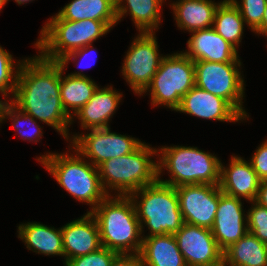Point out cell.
I'll list each match as a JSON object with an SVG mask.
<instances>
[{"label": "cell", "instance_id": "9c48e42d", "mask_svg": "<svg viewBox=\"0 0 267 266\" xmlns=\"http://www.w3.org/2000/svg\"><path fill=\"white\" fill-rule=\"evenodd\" d=\"M195 85L226 100L245 120L249 114L243 107L244 77L240 60L232 62L195 61ZM248 114V115H247Z\"/></svg>", "mask_w": 267, "mask_h": 266}, {"label": "cell", "instance_id": "836d02e7", "mask_svg": "<svg viewBox=\"0 0 267 266\" xmlns=\"http://www.w3.org/2000/svg\"><path fill=\"white\" fill-rule=\"evenodd\" d=\"M94 50H95V48L93 47L92 44L91 45H87V46H85L83 48L77 49L75 51H72V52L64 55L62 58H60L57 61V63L62 67V69H65L70 60H72L73 62H76L78 59L83 61V60H85V58L88 57L89 54L92 55L95 52ZM92 61H93V63H94V61L96 62V60L94 58L92 59ZM80 62H77V64L78 63L80 64V65L78 64V68H80V67H82V68L90 67V64L89 65L87 64L88 65L87 66V65H83L84 62L83 63H80Z\"/></svg>", "mask_w": 267, "mask_h": 266}, {"label": "cell", "instance_id": "9a60e30c", "mask_svg": "<svg viewBox=\"0 0 267 266\" xmlns=\"http://www.w3.org/2000/svg\"><path fill=\"white\" fill-rule=\"evenodd\" d=\"M175 111L221 122L245 120L226 100L196 85L181 99Z\"/></svg>", "mask_w": 267, "mask_h": 266}, {"label": "cell", "instance_id": "8d00e7d4", "mask_svg": "<svg viewBox=\"0 0 267 266\" xmlns=\"http://www.w3.org/2000/svg\"><path fill=\"white\" fill-rule=\"evenodd\" d=\"M254 33L260 36L264 35L265 37H267V6H266V10H265L261 25Z\"/></svg>", "mask_w": 267, "mask_h": 266}, {"label": "cell", "instance_id": "3957f363", "mask_svg": "<svg viewBox=\"0 0 267 266\" xmlns=\"http://www.w3.org/2000/svg\"><path fill=\"white\" fill-rule=\"evenodd\" d=\"M70 148L76 154L49 152L36 159L74 199L90 205L88 212H92L108 194L101 185L98 167Z\"/></svg>", "mask_w": 267, "mask_h": 266}, {"label": "cell", "instance_id": "ba28073f", "mask_svg": "<svg viewBox=\"0 0 267 266\" xmlns=\"http://www.w3.org/2000/svg\"><path fill=\"white\" fill-rule=\"evenodd\" d=\"M195 86L194 62L182 51L166 55L154 74L149 92L152 106L163 105L176 110L181 99Z\"/></svg>", "mask_w": 267, "mask_h": 266}, {"label": "cell", "instance_id": "f546056e", "mask_svg": "<svg viewBox=\"0 0 267 266\" xmlns=\"http://www.w3.org/2000/svg\"><path fill=\"white\" fill-rule=\"evenodd\" d=\"M232 3L240 10L241 16L246 25L255 32L261 25L267 0H231Z\"/></svg>", "mask_w": 267, "mask_h": 266}, {"label": "cell", "instance_id": "1f68e13d", "mask_svg": "<svg viewBox=\"0 0 267 266\" xmlns=\"http://www.w3.org/2000/svg\"><path fill=\"white\" fill-rule=\"evenodd\" d=\"M118 253L108 248L101 247L87 255L69 259L65 266H110L113 258Z\"/></svg>", "mask_w": 267, "mask_h": 266}, {"label": "cell", "instance_id": "5b68a950", "mask_svg": "<svg viewBox=\"0 0 267 266\" xmlns=\"http://www.w3.org/2000/svg\"><path fill=\"white\" fill-rule=\"evenodd\" d=\"M154 155L157 156V148L143 142L130 154L104 161L98 166L104 191L108 195L113 190L116 195H129L155 183L158 180V163L152 160Z\"/></svg>", "mask_w": 267, "mask_h": 266}, {"label": "cell", "instance_id": "4dcf8cb0", "mask_svg": "<svg viewBox=\"0 0 267 266\" xmlns=\"http://www.w3.org/2000/svg\"><path fill=\"white\" fill-rule=\"evenodd\" d=\"M251 204L247 212L248 232L267 244V208L255 201H251Z\"/></svg>", "mask_w": 267, "mask_h": 266}, {"label": "cell", "instance_id": "6da1fadb", "mask_svg": "<svg viewBox=\"0 0 267 266\" xmlns=\"http://www.w3.org/2000/svg\"><path fill=\"white\" fill-rule=\"evenodd\" d=\"M62 67L44 60L39 54L25 58L20 66L16 89L9 100L35 120L51 126L70 140L69 126L74 121L64 109L60 97Z\"/></svg>", "mask_w": 267, "mask_h": 266}, {"label": "cell", "instance_id": "d590c367", "mask_svg": "<svg viewBox=\"0 0 267 266\" xmlns=\"http://www.w3.org/2000/svg\"><path fill=\"white\" fill-rule=\"evenodd\" d=\"M255 202L267 208V180L261 181Z\"/></svg>", "mask_w": 267, "mask_h": 266}, {"label": "cell", "instance_id": "2e32d148", "mask_svg": "<svg viewBox=\"0 0 267 266\" xmlns=\"http://www.w3.org/2000/svg\"><path fill=\"white\" fill-rule=\"evenodd\" d=\"M64 264L72 258L87 255L102 247L96 219L91 212L61 227Z\"/></svg>", "mask_w": 267, "mask_h": 266}, {"label": "cell", "instance_id": "5bb4252c", "mask_svg": "<svg viewBox=\"0 0 267 266\" xmlns=\"http://www.w3.org/2000/svg\"><path fill=\"white\" fill-rule=\"evenodd\" d=\"M244 212L241 198L227 195L219 187V204L211 231L222 251L248 233Z\"/></svg>", "mask_w": 267, "mask_h": 266}, {"label": "cell", "instance_id": "ffe728a7", "mask_svg": "<svg viewBox=\"0 0 267 266\" xmlns=\"http://www.w3.org/2000/svg\"><path fill=\"white\" fill-rule=\"evenodd\" d=\"M220 2L212 0H177L169 4L177 27L189 33L213 27L214 17Z\"/></svg>", "mask_w": 267, "mask_h": 266}, {"label": "cell", "instance_id": "f1b7e54d", "mask_svg": "<svg viewBox=\"0 0 267 266\" xmlns=\"http://www.w3.org/2000/svg\"><path fill=\"white\" fill-rule=\"evenodd\" d=\"M22 62L23 60H19L15 63L13 56L0 46V93L5 100H8L10 93L11 99L13 98Z\"/></svg>", "mask_w": 267, "mask_h": 266}, {"label": "cell", "instance_id": "e575fe53", "mask_svg": "<svg viewBox=\"0 0 267 266\" xmlns=\"http://www.w3.org/2000/svg\"><path fill=\"white\" fill-rule=\"evenodd\" d=\"M110 266H143L140 254H117Z\"/></svg>", "mask_w": 267, "mask_h": 266}, {"label": "cell", "instance_id": "f35d334b", "mask_svg": "<svg viewBox=\"0 0 267 266\" xmlns=\"http://www.w3.org/2000/svg\"><path fill=\"white\" fill-rule=\"evenodd\" d=\"M6 101L7 100H5V99L4 100L3 99L2 100L0 99V124L2 123L1 122V113H2V109H3V105L6 103Z\"/></svg>", "mask_w": 267, "mask_h": 266}, {"label": "cell", "instance_id": "d6986e66", "mask_svg": "<svg viewBox=\"0 0 267 266\" xmlns=\"http://www.w3.org/2000/svg\"><path fill=\"white\" fill-rule=\"evenodd\" d=\"M123 94L111 85L94 91L92 98L73 116L81 122V129L110 128V118L115 114ZM77 116V117H76Z\"/></svg>", "mask_w": 267, "mask_h": 266}, {"label": "cell", "instance_id": "7c38bea8", "mask_svg": "<svg viewBox=\"0 0 267 266\" xmlns=\"http://www.w3.org/2000/svg\"><path fill=\"white\" fill-rule=\"evenodd\" d=\"M175 188L184 223L211 230L219 204V185L192 184Z\"/></svg>", "mask_w": 267, "mask_h": 266}, {"label": "cell", "instance_id": "e0dca14e", "mask_svg": "<svg viewBox=\"0 0 267 266\" xmlns=\"http://www.w3.org/2000/svg\"><path fill=\"white\" fill-rule=\"evenodd\" d=\"M229 163L227 167L220 162L219 187L221 191L249 202L255 201L261 180L253 170L251 162L238 155H232Z\"/></svg>", "mask_w": 267, "mask_h": 266}, {"label": "cell", "instance_id": "ab89813d", "mask_svg": "<svg viewBox=\"0 0 267 266\" xmlns=\"http://www.w3.org/2000/svg\"><path fill=\"white\" fill-rule=\"evenodd\" d=\"M5 4H6V0H0V11H1V9H3Z\"/></svg>", "mask_w": 267, "mask_h": 266}, {"label": "cell", "instance_id": "cb8c5ba5", "mask_svg": "<svg viewBox=\"0 0 267 266\" xmlns=\"http://www.w3.org/2000/svg\"><path fill=\"white\" fill-rule=\"evenodd\" d=\"M64 71L66 70H61L60 97L65 111L73 118V115L92 98L98 84L83 71L66 76L63 75Z\"/></svg>", "mask_w": 267, "mask_h": 266}, {"label": "cell", "instance_id": "74e56055", "mask_svg": "<svg viewBox=\"0 0 267 266\" xmlns=\"http://www.w3.org/2000/svg\"><path fill=\"white\" fill-rule=\"evenodd\" d=\"M9 0H6V4ZM18 5L27 4V2H31L33 0H14Z\"/></svg>", "mask_w": 267, "mask_h": 266}, {"label": "cell", "instance_id": "484cf974", "mask_svg": "<svg viewBox=\"0 0 267 266\" xmlns=\"http://www.w3.org/2000/svg\"><path fill=\"white\" fill-rule=\"evenodd\" d=\"M223 266H267V244L248 232L223 251Z\"/></svg>", "mask_w": 267, "mask_h": 266}, {"label": "cell", "instance_id": "4316f807", "mask_svg": "<svg viewBox=\"0 0 267 266\" xmlns=\"http://www.w3.org/2000/svg\"><path fill=\"white\" fill-rule=\"evenodd\" d=\"M245 21L231 0H223L215 13L213 28L237 50L241 43Z\"/></svg>", "mask_w": 267, "mask_h": 266}, {"label": "cell", "instance_id": "52a82bcc", "mask_svg": "<svg viewBox=\"0 0 267 266\" xmlns=\"http://www.w3.org/2000/svg\"><path fill=\"white\" fill-rule=\"evenodd\" d=\"M117 23L118 21L49 19L42 27L34 46L44 60L57 62L64 55L91 45Z\"/></svg>", "mask_w": 267, "mask_h": 266}, {"label": "cell", "instance_id": "30bf717a", "mask_svg": "<svg viewBox=\"0 0 267 266\" xmlns=\"http://www.w3.org/2000/svg\"><path fill=\"white\" fill-rule=\"evenodd\" d=\"M155 35L156 32H139L127 50L121 66L122 75L138 96L150 85L165 57L159 53Z\"/></svg>", "mask_w": 267, "mask_h": 266}, {"label": "cell", "instance_id": "8fae6325", "mask_svg": "<svg viewBox=\"0 0 267 266\" xmlns=\"http://www.w3.org/2000/svg\"><path fill=\"white\" fill-rule=\"evenodd\" d=\"M88 131L91 132L73 134L70 145L96 167L108 159L132 153L143 143L134 137L111 132L110 128Z\"/></svg>", "mask_w": 267, "mask_h": 266}, {"label": "cell", "instance_id": "ac0fdd59", "mask_svg": "<svg viewBox=\"0 0 267 266\" xmlns=\"http://www.w3.org/2000/svg\"><path fill=\"white\" fill-rule=\"evenodd\" d=\"M185 52L193 62H232L240 60L238 50L219 35L213 27L191 32Z\"/></svg>", "mask_w": 267, "mask_h": 266}, {"label": "cell", "instance_id": "7a4b0ae2", "mask_svg": "<svg viewBox=\"0 0 267 266\" xmlns=\"http://www.w3.org/2000/svg\"><path fill=\"white\" fill-rule=\"evenodd\" d=\"M98 224L101 245L118 254H139L142 234L129 195H108L92 212Z\"/></svg>", "mask_w": 267, "mask_h": 266}, {"label": "cell", "instance_id": "8992f818", "mask_svg": "<svg viewBox=\"0 0 267 266\" xmlns=\"http://www.w3.org/2000/svg\"><path fill=\"white\" fill-rule=\"evenodd\" d=\"M129 197L139 219L141 234L144 226L149 230V235L142 237L175 234L182 228L184 220L175 187L157 180L130 193Z\"/></svg>", "mask_w": 267, "mask_h": 266}, {"label": "cell", "instance_id": "d6a6232c", "mask_svg": "<svg viewBox=\"0 0 267 266\" xmlns=\"http://www.w3.org/2000/svg\"><path fill=\"white\" fill-rule=\"evenodd\" d=\"M250 162L258 178L261 181L267 180V139L257 147Z\"/></svg>", "mask_w": 267, "mask_h": 266}, {"label": "cell", "instance_id": "4fadbf2b", "mask_svg": "<svg viewBox=\"0 0 267 266\" xmlns=\"http://www.w3.org/2000/svg\"><path fill=\"white\" fill-rule=\"evenodd\" d=\"M174 236L187 266H223V251L210 229L184 223Z\"/></svg>", "mask_w": 267, "mask_h": 266}, {"label": "cell", "instance_id": "603a6c76", "mask_svg": "<svg viewBox=\"0 0 267 266\" xmlns=\"http://www.w3.org/2000/svg\"><path fill=\"white\" fill-rule=\"evenodd\" d=\"M166 0H116L117 21L128 14L139 32H155L160 29L161 7Z\"/></svg>", "mask_w": 267, "mask_h": 266}, {"label": "cell", "instance_id": "277c9868", "mask_svg": "<svg viewBox=\"0 0 267 266\" xmlns=\"http://www.w3.org/2000/svg\"><path fill=\"white\" fill-rule=\"evenodd\" d=\"M161 155V156H160ZM158 180L173 187L192 184L219 185L220 162L214 154L190 146H163L157 149ZM168 170L169 180L162 171ZM161 178V179H160Z\"/></svg>", "mask_w": 267, "mask_h": 266}, {"label": "cell", "instance_id": "44dd1931", "mask_svg": "<svg viewBox=\"0 0 267 266\" xmlns=\"http://www.w3.org/2000/svg\"><path fill=\"white\" fill-rule=\"evenodd\" d=\"M18 238L28 250L46 256L64 257L63 237L60 229L39 222H27L17 226Z\"/></svg>", "mask_w": 267, "mask_h": 266}, {"label": "cell", "instance_id": "83f0119b", "mask_svg": "<svg viewBox=\"0 0 267 266\" xmlns=\"http://www.w3.org/2000/svg\"><path fill=\"white\" fill-rule=\"evenodd\" d=\"M6 119H11L13 124L12 127L18 132L23 140H28L29 142L35 141L37 143L43 136L42 127H39V124L36 125L37 120L35 121L32 116H29L27 113L21 111L10 100L6 101V103L3 105L1 113V122ZM24 123H29L27 125H30L29 127L32 132L26 130V128L23 126Z\"/></svg>", "mask_w": 267, "mask_h": 266}, {"label": "cell", "instance_id": "d4e9b609", "mask_svg": "<svg viewBox=\"0 0 267 266\" xmlns=\"http://www.w3.org/2000/svg\"><path fill=\"white\" fill-rule=\"evenodd\" d=\"M50 19L117 21L116 0H72Z\"/></svg>", "mask_w": 267, "mask_h": 266}, {"label": "cell", "instance_id": "7402d4cb", "mask_svg": "<svg viewBox=\"0 0 267 266\" xmlns=\"http://www.w3.org/2000/svg\"><path fill=\"white\" fill-rule=\"evenodd\" d=\"M143 266H187L174 234L142 237Z\"/></svg>", "mask_w": 267, "mask_h": 266}]
</instances>
